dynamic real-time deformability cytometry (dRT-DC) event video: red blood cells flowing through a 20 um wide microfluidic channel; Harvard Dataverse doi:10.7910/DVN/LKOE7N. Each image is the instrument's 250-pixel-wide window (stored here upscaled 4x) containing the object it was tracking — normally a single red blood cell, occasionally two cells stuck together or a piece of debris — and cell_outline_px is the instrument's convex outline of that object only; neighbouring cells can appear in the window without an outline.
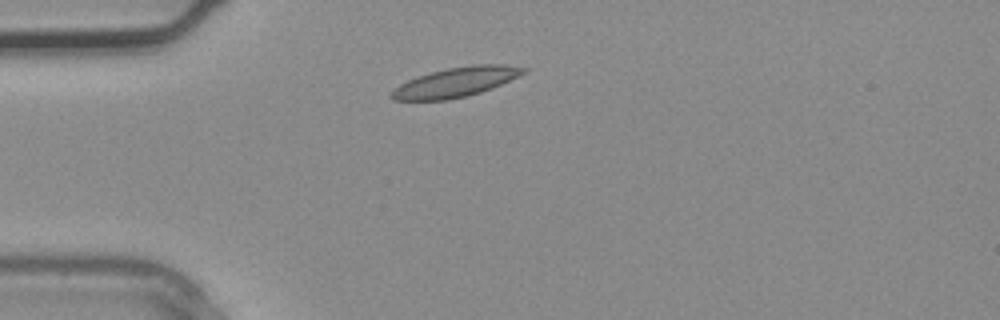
{"species": "common noctule bat (a hibernating species)", "species_latin": "Nyctalus noctula", "temperature_condition": "warm", "stored_images_in_passage": 3, "camera_frame_rate_fps": 3000, "um_per_image_px": 0.085, "animal": {"sex": "male", "body_mass_g": 20.4}, "frame": {"image": 1, "passage_image": 3, "time_ms": 0.667, "image_size_px": [1000, 320], "cell_outline_px": [[528, 72], [492, 88], [480, 92], [448, 100], [392, 100], [388, 96], [400, 84], [408, 80], [432, 72], [448, 68], [472, 64], [504, 64], [528, 68]], "centroid_in_image_um": [38.79, 6.97], "position_along_channel_um": 46.2, "area_um2": 22.6}}